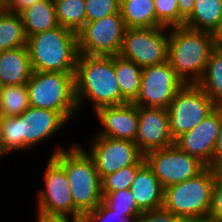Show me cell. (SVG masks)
I'll list each match as a JSON object with an SVG mask.
<instances>
[{
    "instance_id": "6",
    "label": "cell",
    "mask_w": 222,
    "mask_h": 222,
    "mask_svg": "<svg viewBox=\"0 0 222 222\" xmlns=\"http://www.w3.org/2000/svg\"><path fill=\"white\" fill-rule=\"evenodd\" d=\"M26 86L31 107L60 112L68 122L79 115L74 73L33 71Z\"/></svg>"
},
{
    "instance_id": "42",
    "label": "cell",
    "mask_w": 222,
    "mask_h": 222,
    "mask_svg": "<svg viewBox=\"0 0 222 222\" xmlns=\"http://www.w3.org/2000/svg\"><path fill=\"white\" fill-rule=\"evenodd\" d=\"M6 0H0V8H3L5 5Z\"/></svg>"
},
{
    "instance_id": "34",
    "label": "cell",
    "mask_w": 222,
    "mask_h": 222,
    "mask_svg": "<svg viewBox=\"0 0 222 222\" xmlns=\"http://www.w3.org/2000/svg\"><path fill=\"white\" fill-rule=\"evenodd\" d=\"M208 218L222 219V169L215 170V183Z\"/></svg>"
},
{
    "instance_id": "25",
    "label": "cell",
    "mask_w": 222,
    "mask_h": 222,
    "mask_svg": "<svg viewBox=\"0 0 222 222\" xmlns=\"http://www.w3.org/2000/svg\"><path fill=\"white\" fill-rule=\"evenodd\" d=\"M27 46V36L19 14L0 8V52Z\"/></svg>"
},
{
    "instance_id": "17",
    "label": "cell",
    "mask_w": 222,
    "mask_h": 222,
    "mask_svg": "<svg viewBox=\"0 0 222 222\" xmlns=\"http://www.w3.org/2000/svg\"><path fill=\"white\" fill-rule=\"evenodd\" d=\"M94 113L102 126V128L95 133L97 136L135 142L138 131V112L136 105L127 103L120 106L102 107Z\"/></svg>"
},
{
    "instance_id": "13",
    "label": "cell",
    "mask_w": 222,
    "mask_h": 222,
    "mask_svg": "<svg viewBox=\"0 0 222 222\" xmlns=\"http://www.w3.org/2000/svg\"><path fill=\"white\" fill-rule=\"evenodd\" d=\"M87 153L93 158L99 178L112 174L122 167L144 165V154L135 142L93 135Z\"/></svg>"
},
{
    "instance_id": "22",
    "label": "cell",
    "mask_w": 222,
    "mask_h": 222,
    "mask_svg": "<svg viewBox=\"0 0 222 222\" xmlns=\"http://www.w3.org/2000/svg\"><path fill=\"white\" fill-rule=\"evenodd\" d=\"M222 17V0H195L191 15L184 26L213 33Z\"/></svg>"
},
{
    "instance_id": "28",
    "label": "cell",
    "mask_w": 222,
    "mask_h": 222,
    "mask_svg": "<svg viewBox=\"0 0 222 222\" xmlns=\"http://www.w3.org/2000/svg\"><path fill=\"white\" fill-rule=\"evenodd\" d=\"M143 165H131L122 167L118 171L104 176L101 179L102 194L114 193L123 189H130V186L135 179L137 171Z\"/></svg>"
},
{
    "instance_id": "9",
    "label": "cell",
    "mask_w": 222,
    "mask_h": 222,
    "mask_svg": "<svg viewBox=\"0 0 222 222\" xmlns=\"http://www.w3.org/2000/svg\"><path fill=\"white\" fill-rule=\"evenodd\" d=\"M215 105L197 84H185L174 96L167 111L174 141L208 116Z\"/></svg>"
},
{
    "instance_id": "8",
    "label": "cell",
    "mask_w": 222,
    "mask_h": 222,
    "mask_svg": "<svg viewBox=\"0 0 222 222\" xmlns=\"http://www.w3.org/2000/svg\"><path fill=\"white\" fill-rule=\"evenodd\" d=\"M126 29L121 12L105 16L100 20L86 22L76 33L78 54L119 55Z\"/></svg>"
},
{
    "instance_id": "36",
    "label": "cell",
    "mask_w": 222,
    "mask_h": 222,
    "mask_svg": "<svg viewBox=\"0 0 222 222\" xmlns=\"http://www.w3.org/2000/svg\"><path fill=\"white\" fill-rule=\"evenodd\" d=\"M195 0H178L179 26H184L185 20L191 15Z\"/></svg>"
},
{
    "instance_id": "23",
    "label": "cell",
    "mask_w": 222,
    "mask_h": 222,
    "mask_svg": "<svg viewBox=\"0 0 222 222\" xmlns=\"http://www.w3.org/2000/svg\"><path fill=\"white\" fill-rule=\"evenodd\" d=\"M114 68L122 98L133 103L140 91L142 68L120 55L114 56Z\"/></svg>"
},
{
    "instance_id": "11",
    "label": "cell",
    "mask_w": 222,
    "mask_h": 222,
    "mask_svg": "<svg viewBox=\"0 0 222 222\" xmlns=\"http://www.w3.org/2000/svg\"><path fill=\"white\" fill-rule=\"evenodd\" d=\"M185 85L169 61L142 68L141 86L133 102L137 107L168 109L175 94Z\"/></svg>"
},
{
    "instance_id": "31",
    "label": "cell",
    "mask_w": 222,
    "mask_h": 222,
    "mask_svg": "<svg viewBox=\"0 0 222 222\" xmlns=\"http://www.w3.org/2000/svg\"><path fill=\"white\" fill-rule=\"evenodd\" d=\"M120 0H85L86 22L120 12Z\"/></svg>"
},
{
    "instance_id": "7",
    "label": "cell",
    "mask_w": 222,
    "mask_h": 222,
    "mask_svg": "<svg viewBox=\"0 0 222 222\" xmlns=\"http://www.w3.org/2000/svg\"><path fill=\"white\" fill-rule=\"evenodd\" d=\"M214 183L215 169L206 167L198 175L166 187L163 206L182 220L206 218Z\"/></svg>"
},
{
    "instance_id": "10",
    "label": "cell",
    "mask_w": 222,
    "mask_h": 222,
    "mask_svg": "<svg viewBox=\"0 0 222 222\" xmlns=\"http://www.w3.org/2000/svg\"><path fill=\"white\" fill-rule=\"evenodd\" d=\"M168 27L127 28L120 56L141 68L168 61Z\"/></svg>"
},
{
    "instance_id": "39",
    "label": "cell",
    "mask_w": 222,
    "mask_h": 222,
    "mask_svg": "<svg viewBox=\"0 0 222 222\" xmlns=\"http://www.w3.org/2000/svg\"><path fill=\"white\" fill-rule=\"evenodd\" d=\"M215 47H222V17L218 27L212 33Z\"/></svg>"
},
{
    "instance_id": "19",
    "label": "cell",
    "mask_w": 222,
    "mask_h": 222,
    "mask_svg": "<svg viewBox=\"0 0 222 222\" xmlns=\"http://www.w3.org/2000/svg\"><path fill=\"white\" fill-rule=\"evenodd\" d=\"M32 73L27 46L0 52V82L3 86L26 84Z\"/></svg>"
},
{
    "instance_id": "21",
    "label": "cell",
    "mask_w": 222,
    "mask_h": 222,
    "mask_svg": "<svg viewBox=\"0 0 222 222\" xmlns=\"http://www.w3.org/2000/svg\"><path fill=\"white\" fill-rule=\"evenodd\" d=\"M120 1V12L127 28L162 27L156 20L153 0Z\"/></svg>"
},
{
    "instance_id": "40",
    "label": "cell",
    "mask_w": 222,
    "mask_h": 222,
    "mask_svg": "<svg viewBox=\"0 0 222 222\" xmlns=\"http://www.w3.org/2000/svg\"><path fill=\"white\" fill-rule=\"evenodd\" d=\"M193 222H214V219L206 217V218L194 219Z\"/></svg>"
},
{
    "instance_id": "43",
    "label": "cell",
    "mask_w": 222,
    "mask_h": 222,
    "mask_svg": "<svg viewBox=\"0 0 222 222\" xmlns=\"http://www.w3.org/2000/svg\"><path fill=\"white\" fill-rule=\"evenodd\" d=\"M180 222H193V220H181Z\"/></svg>"
},
{
    "instance_id": "29",
    "label": "cell",
    "mask_w": 222,
    "mask_h": 222,
    "mask_svg": "<svg viewBox=\"0 0 222 222\" xmlns=\"http://www.w3.org/2000/svg\"><path fill=\"white\" fill-rule=\"evenodd\" d=\"M139 214L115 212L102 200L96 208L83 217L82 222H133Z\"/></svg>"
},
{
    "instance_id": "30",
    "label": "cell",
    "mask_w": 222,
    "mask_h": 222,
    "mask_svg": "<svg viewBox=\"0 0 222 222\" xmlns=\"http://www.w3.org/2000/svg\"><path fill=\"white\" fill-rule=\"evenodd\" d=\"M103 201L115 212L142 213L137 207L130 189H123L114 193L102 194Z\"/></svg>"
},
{
    "instance_id": "2",
    "label": "cell",
    "mask_w": 222,
    "mask_h": 222,
    "mask_svg": "<svg viewBox=\"0 0 222 222\" xmlns=\"http://www.w3.org/2000/svg\"><path fill=\"white\" fill-rule=\"evenodd\" d=\"M75 96L78 111L84 109L85 101L91 110L127 104L122 98L114 68V56H92L79 54L76 61Z\"/></svg>"
},
{
    "instance_id": "24",
    "label": "cell",
    "mask_w": 222,
    "mask_h": 222,
    "mask_svg": "<svg viewBox=\"0 0 222 222\" xmlns=\"http://www.w3.org/2000/svg\"><path fill=\"white\" fill-rule=\"evenodd\" d=\"M197 85L204 90L215 107L222 108V47H215Z\"/></svg>"
},
{
    "instance_id": "12",
    "label": "cell",
    "mask_w": 222,
    "mask_h": 222,
    "mask_svg": "<svg viewBox=\"0 0 222 222\" xmlns=\"http://www.w3.org/2000/svg\"><path fill=\"white\" fill-rule=\"evenodd\" d=\"M144 159L164 189L198 175L207 167L175 144L149 151L144 155Z\"/></svg>"
},
{
    "instance_id": "35",
    "label": "cell",
    "mask_w": 222,
    "mask_h": 222,
    "mask_svg": "<svg viewBox=\"0 0 222 222\" xmlns=\"http://www.w3.org/2000/svg\"><path fill=\"white\" fill-rule=\"evenodd\" d=\"M38 1L41 0H6L3 8L9 12L19 14L24 9L30 7Z\"/></svg>"
},
{
    "instance_id": "41",
    "label": "cell",
    "mask_w": 222,
    "mask_h": 222,
    "mask_svg": "<svg viewBox=\"0 0 222 222\" xmlns=\"http://www.w3.org/2000/svg\"><path fill=\"white\" fill-rule=\"evenodd\" d=\"M4 157H6V155L2 152L1 146H0V160L1 158L3 159Z\"/></svg>"
},
{
    "instance_id": "45",
    "label": "cell",
    "mask_w": 222,
    "mask_h": 222,
    "mask_svg": "<svg viewBox=\"0 0 222 222\" xmlns=\"http://www.w3.org/2000/svg\"><path fill=\"white\" fill-rule=\"evenodd\" d=\"M2 87H3V85H2L1 82H0V93H1V91H2Z\"/></svg>"
},
{
    "instance_id": "27",
    "label": "cell",
    "mask_w": 222,
    "mask_h": 222,
    "mask_svg": "<svg viewBox=\"0 0 222 222\" xmlns=\"http://www.w3.org/2000/svg\"><path fill=\"white\" fill-rule=\"evenodd\" d=\"M30 107L26 84L3 86L0 93V117L19 116Z\"/></svg>"
},
{
    "instance_id": "44",
    "label": "cell",
    "mask_w": 222,
    "mask_h": 222,
    "mask_svg": "<svg viewBox=\"0 0 222 222\" xmlns=\"http://www.w3.org/2000/svg\"><path fill=\"white\" fill-rule=\"evenodd\" d=\"M214 222H222V219H214Z\"/></svg>"
},
{
    "instance_id": "20",
    "label": "cell",
    "mask_w": 222,
    "mask_h": 222,
    "mask_svg": "<svg viewBox=\"0 0 222 222\" xmlns=\"http://www.w3.org/2000/svg\"><path fill=\"white\" fill-rule=\"evenodd\" d=\"M19 15L27 37L59 26L53 0L35 2Z\"/></svg>"
},
{
    "instance_id": "37",
    "label": "cell",
    "mask_w": 222,
    "mask_h": 222,
    "mask_svg": "<svg viewBox=\"0 0 222 222\" xmlns=\"http://www.w3.org/2000/svg\"><path fill=\"white\" fill-rule=\"evenodd\" d=\"M213 168L215 170L222 169V108H221V121L219 136L217 140V145L213 154Z\"/></svg>"
},
{
    "instance_id": "16",
    "label": "cell",
    "mask_w": 222,
    "mask_h": 222,
    "mask_svg": "<svg viewBox=\"0 0 222 222\" xmlns=\"http://www.w3.org/2000/svg\"><path fill=\"white\" fill-rule=\"evenodd\" d=\"M137 112L138 131L135 143L144 155L149 151L174 145L167 109L137 107Z\"/></svg>"
},
{
    "instance_id": "18",
    "label": "cell",
    "mask_w": 222,
    "mask_h": 222,
    "mask_svg": "<svg viewBox=\"0 0 222 222\" xmlns=\"http://www.w3.org/2000/svg\"><path fill=\"white\" fill-rule=\"evenodd\" d=\"M130 191L137 207L142 212L163 206L164 188L147 163L137 171Z\"/></svg>"
},
{
    "instance_id": "3",
    "label": "cell",
    "mask_w": 222,
    "mask_h": 222,
    "mask_svg": "<svg viewBox=\"0 0 222 222\" xmlns=\"http://www.w3.org/2000/svg\"><path fill=\"white\" fill-rule=\"evenodd\" d=\"M56 145L53 157L64 169L74 203V219L82 222L83 217L96 208L103 199L101 179L93 158L81 143L72 142L68 149Z\"/></svg>"
},
{
    "instance_id": "26",
    "label": "cell",
    "mask_w": 222,
    "mask_h": 222,
    "mask_svg": "<svg viewBox=\"0 0 222 222\" xmlns=\"http://www.w3.org/2000/svg\"><path fill=\"white\" fill-rule=\"evenodd\" d=\"M60 26L77 33L86 23L85 0H53Z\"/></svg>"
},
{
    "instance_id": "32",
    "label": "cell",
    "mask_w": 222,
    "mask_h": 222,
    "mask_svg": "<svg viewBox=\"0 0 222 222\" xmlns=\"http://www.w3.org/2000/svg\"><path fill=\"white\" fill-rule=\"evenodd\" d=\"M156 20L162 27L179 26L178 0H153Z\"/></svg>"
},
{
    "instance_id": "5",
    "label": "cell",
    "mask_w": 222,
    "mask_h": 222,
    "mask_svg": "<svg viewBox=\"0 0 222 222\" xmlns=\"http://www.w3.org/2000/svg\"><path fill=\"white\" fill-rule=\"evenodd\" d=\"M33 71L75 73L77 35L62 26L27 37Z\"/></svg>"
},
{
    "instance_id": "1",
    "label": "cell",
    "mask_w": 222,
    "mask_h": 222,
    "mask_svg": "<svg viewBox=\"0 0 222 222\" xmlns=\"http://www.w3.org/2000/svg\"><path fill=\"white\" fill-rule=\"evenodd\" d=\"M67 121L60 112L31 106L19 116L0 117L1 150L6 156L14 151L31 153L61 132Z\"/></svg>"
},
{
    "instance_id": "15",
    "label": "cell",
    "mask_w": 222,
    "mask_h": 222,
    "mask_svg": "<svg viewBox=\"0 0 222 222\" xmlns=\"http://www.w3.org/2000/svg\"><path fill=\"white\" fill-rule=\"evenodd\" d=\"M221 121V108L216 107L200 124L179 136L174 144L213 168V154L217 145Z\"/></svg>"
},
{
    "instance_id": "38",
    "label": "cell",
    "mask_w": 222,
    "mask_h": 222,
    "mask_svg": "<svg viewBox=\"0 0 222 222\" xmlns=\"http://www.w3.org/2000/svg\"><path fill=\"white\" fill-rule=\"evenodd\" d=\"M36 222H80L64 215L47 214L37 211Z\"/></svg>"
},
{
    "instance_id": "14",
    "label": "cell",
    "mask_w": 222,
    "mask_h": 222,
    "mask_svg": "<svg viewBox=\"0 0 222 222\" xmlns=\"http://www.w3.org/2000/svg\"><path fill=\"white\" fill-rule=\"evenodd\" d=\"M44 171V189H40L36 196L38 211L74 219L73 197L65 169L49 156Z\"/></svg>"
},
{
    "instance_id": "4",
    "label": "cell",
    "mask_w": 222,
    "mask_h": 222,
    "mask_svg": "<svg viewBox=\"0 0 222 222\" xmlns=\"http://www.w3.org/2000/svg\"><path fill=\"white\" fill-rule=\"evenodd\" d=\"M214 48L210 32L169 27L168 61L185 84H197Z\"/></svg>"
},
{
    "instance_id": "33",
    "label": "cell",
    "mask_w": 222,
    "mask_h": 222,
    "mask_svg": "<svg viewBox=\"0 0 222 222\" xmlns=\"http://www.w3.org/2000/svg\"><path fill=\"white\" fill-rule=\"evenodd\" d=\"M182 219L164 206L140 213L133 222H180Z\"/></svg>"
}]
</instances>
